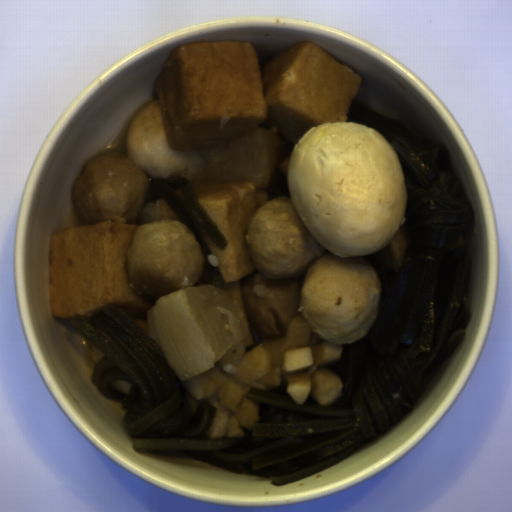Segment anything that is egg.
Instances as JSON below:
<instances>
[{"mask_svg": "<svg viewBox=\"0 0 512 512\" xmlns=\"http://www.w3.org/2000/svg\"><path fill=\"white\" fill-rule=\"evenodd\" d=\"M287 179L299 218L340 257L380 250L403 226L402 167L388 140L369 125L315 126L292 151Z\"/></svg>", "mask_w": 512, "mask_h": 512, "instance_id": "obj_1", "label": "egg"}]
</instances>
